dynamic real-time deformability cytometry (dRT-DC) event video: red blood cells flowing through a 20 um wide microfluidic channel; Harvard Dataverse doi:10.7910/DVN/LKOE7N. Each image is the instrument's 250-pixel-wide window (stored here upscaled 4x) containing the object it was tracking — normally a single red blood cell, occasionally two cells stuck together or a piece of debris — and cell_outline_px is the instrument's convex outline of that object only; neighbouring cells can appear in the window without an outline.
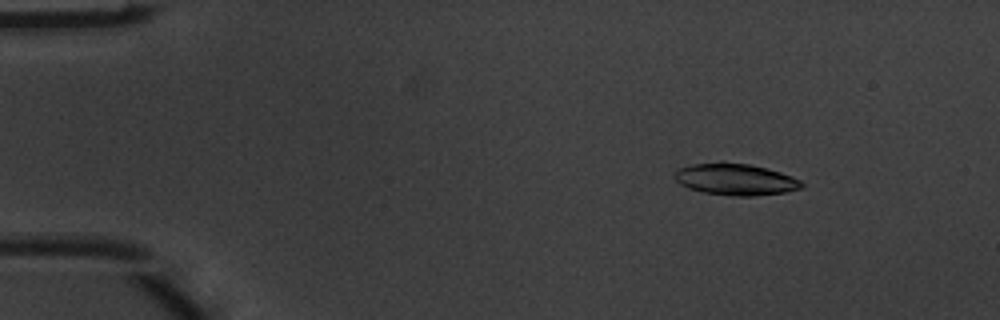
{"species": "common noctule bat (a hibernating species)", "species_latin": "Nyctalus noctula", "temperature_condition": "warm", "stored_images_in_passage": 5, "camera_frame_rate_fps": 3000, "um_per_image_px": 0.085, "animal": {"sex": "male", "body_mass_g": 20.1, "forearm_length_mm": 53.5}, "frame": {"image": 1, "passage_image": 2, "time_ms": 0.333, "image_size_px": [1000, 320], "cell_outline_px": [[804, 188], [784, 192], [756, 196], [732, 196], [704, 192], [688, 188], [680, 184], [672, 176], [676, 168], [692, 164], [720, 160], [748, 164], [768, 168], [792, 176], [800, 180], [804, 184]], "centroid_in_image_um": [62.48, 15.22], "position_along_channel_um": 22.5, "area_um2": 23.99}}
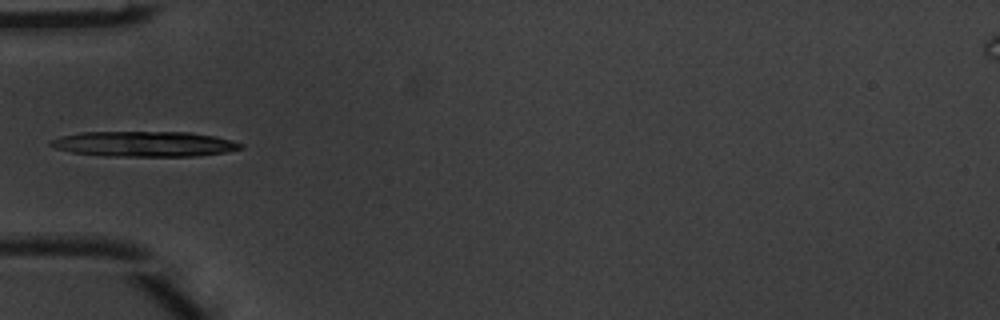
{"frame": {"image": 2, "passage_image": 4, "time_ms": 1.0, "image_size_px": [1000, 320], "cell_outline_px": [[244, 148], [228, 152], [196, 156], [104, 156], [72, 152], [56, 148], [48, 144], [48, 140], [60, 136], [80, 132], [188, 132], [216, 136], [232, 140], [244, 144]], "centroid_in_image_um": [12.28, 12.23], "position_along_channel_um": 72.7, "area_um2": 28.32}}